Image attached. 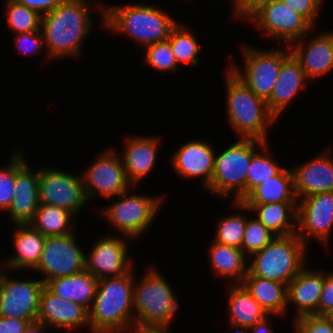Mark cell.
Instances as JSON below:
<instances>
[{"instance_id": "f5cc1de1", "label": "cell", "mask_w": 333, "mask_h": 333, "mask_svg": "<svg viewBox=\"0 0 333 333\" xmlns=\"http://www.w3.org/2000/svg\"><path fill=\"white\" fill-rule=\"evenodd\" d=\"M229 1H230L229 3L232 5V6H231L232 8H230V9L233 10V6H234V1H235V0H229Z\"/></svg>"}, {"instance_id": "b9f144b4", "label": "cell", "mask_w": 333, "mask_h": 333, "mask_svg": "<svg viewBox=\"0 0 333 333\" xmlns=\"http://www.w3.org/2000/svg\"><path fill=\"white\" fill-rule=\"evenodd\" d=\"M293 333H333V324L320 315H306L292 321Z\"/></svg>"}, {"instance_id": "7a4b0ae2", "label": "cell", "mask_w": 333, "mask_h": 333, "mask_svg": "<svg viewBox=\"0 0 333 333\" xmlns=\"http://www.w3.org/2000/svg\"><path fill=\"white\" fill-rule=\"evenodd\" d=\"M146 0L129 3H104V31L124 36L139 49L169 38L179 22L172 14Z\"/></svg>"}, {"instance_id": "f6af8a7d", "label": "cell", "mask_w": 333, "mask_h": 333, "mask_svg": "<svg viewBox=\"0 0 333 333\" xmlns=\"http://www.w3.org/2000/svg\"><path fill=\"white\" fill-rule=\"evenodd\" d=\"M17 3L39 12L41 15L53 11L64 0H15Z\"/></svg>"}, {"instance_id": "8fae6325", "label": "cell", "mask_w": 333, "mask_h": 333, "mask_svg": "<svg viewBox=\"0 0 333 333\" xmlns=\"http://www.w3.org/2000/svg\"><path fill=\"white\" fill-rule=\"evenodd\" d=\"M81 176L89 204L102 197L109 202V199L133 186L126 176L121 156L113 146L103 149L90 165L83 169Z\"/></svg>"}, {"instance_id": "1f68e13d", "label": "cell", "mask_w": 333, "mask_h": 333, "mask_svg": "<svg viewBox=\"0 0 333 333\" xmlns=\"http://www.w3.org/2000/svg\"><path fill=\"white\" fill-rule=\"evenodd\" d=\"M78 219L66 209L39 204L33 220L29 223L46 237L64 236L78 229Z\"/></svg>"}, {"instance_id": "7bdbcfd3", "label": "cell", "mask_w": 333, "mask_h": 333, "mask_svg": "<svg viewBox=\"0 0 333 333\" xmlns=\"http://www.w3.org/2000/svg\"><path fill=\"white\" fill-rule=\"evenodd\" d=\"M269 0H235L230 16L233 20L246 21Z\"/></svg>"}, {"instance_id": "484cf974", "label": "cell", "mask_w": 333, "mask_h": 333, "mask_svg": "<svg viewBox=\"0 0 333 333\" xmlns=\"http://www.w3.org/2000/svg\"><path fill=\"white\" fill-rule=\"evenodd\" d=\"M212 276L227 281L228 284H241L248 273V257L242 249L212 241L206 252Z\"/></svg>"}, {"instance_id": "5b68a950", "label": "cell", "mask_w": 333, "mask_h": 333, "mask_svg": "<svg viewBox=\"0 0 333 333\" xmlns=\"http://www.w3.org/2000/svg\"><path fill=\"white\" fill-rule=\"evenodd\" d=\"M223 75L225 118L236 139L270 142L269 131L277 119L268 111L266 101L256 96L228 67Z\"/></svg>"}, {"instance_id": "83f0119b", "label": "cell", "mask_w": 333, "mask_h": 333, "mask_svg": "<svg viewBox=\"0 0 333 333\" xmlns=\"http://www.w3.org/2000/svg\"><path fill=\"white\" fill-rule=\"evenodd\" d=\"M98 281L85 269L71 276L50 280L45 286L58 297L75 302L89 311L95 298Z\"/></svg>"}, {"instance_id": "4316f807", "label": "cell", "mask_w": 333, "mask_h": 333, "mask_svg": "<svg viewBox=\"0 0 333 333\" xmlns=\"http://www.w3.org/2000/svg\"><path fill=\"white\" fill-rule=\"evenodd\" d=\"M241 284L269 315L287 317V284L253 276L249 271Z\"/></svg>"}, {"instance_id": "2e32d148", "label": "cell", "mask_w": 333, "mask_h": 333, "mask_svg": "<svg viewBox=\"0 0 333 333\" xmlns=\"http://www.w3.org/2000/svg\"><path fill=\"white\" fill-rule=\"evenodd\" d=\"M12 274V270L0 268V317L37 322L44 282L38 278L22 280Z\"/></svg>"}, {"instance_id": "30bf717a", "label": "cell", "mask_w": 333, "mask_h": 333, "mask_svg": "<svg viewBox=\"0 0 333 333\" xmlns=\"http://www.w3.org/2000/svg\"><path fill=\"white\" fill-rule=\"evenodd\" d=\"M63 169L47 163L38 166L39 203L66 209L78 219L89 205L81 172L76 174Z\"/></svg>"}, {"instance_id": "d4e9b609", "label": "cell", "mask_w": 333, "mask_h": 333, "mask_svg": "<svg viewBox=\"0 0 333 333\" xmlns=\"http://www.w3.org/2000/svg\"><path fill=\"white\" fill-rule=\"evenodd\" d=\"M11 234L13 251L9 256L0 257V268L13 272L33 271L42 255L46 236L30 224H14Z\"/></svg>"}, {"instance_id": "ee69618b", "label": "cell", "mask_w": 333, "mask_h": 333, "mask_svg": "<svg viewBox=\"0 0 333 333\" xmlns=\"http://www.w3.org/2000/svg\"><path fill=\"white\" fill-rule=\"evenodd\" d=\"M333 308V269H324V286L321 292L317 315L324 316Z\"/></svg>"}, {"instance_id": "836d02e7", "label": "cell", "mask_w": 333, "mask_h": 333, "mask_svg": "<svg viewBox=\"0 0 333 333\" xmlns=\"http://www.w3.org/2000/svg\"><path fill=\"white\" fill-rule=\"evenodd\" d=\"M193 29L189 24L179 21L172 28L168 38L177 64L182 68L184 65L197 68V65L201 64V46Z\"/></svg>"}, {"instance_id": "f546056e", "label": "cell", "mask_w": 333, "mask_h": 333, "mask_svg": "<svg viewBox=\"0 0 333 333\" xmlns=\"http://www.w3.org/2000/svg\"><path fill=\"white\" fill-rule=\"evenodd\" d=\"M297 204L298 202H275L244 205L277 236H287L296 234Z\"/></svg>"}, {"instance_id": "d6986e66", "label": "cell", "mask_w": 333, "mask_h": 333, "mask_svg": "<svg viewBox=\"0 0 333 333\" xmlns=\"http://www.w3.org/2000/svg\"><path fill=\"white\" fill-rule=\"evenodd\" d=\"M162 139L155 134H125L121 150L114 147L121 156L126 176L133 186L140 187L152 174L157 165Z\"/></svg>"}, {"instance_id": "52a82bcc", "label": "cell", "mask_w": 333, "mask_h": 333, "mask_svg": "<svg viewBox=\"0 0 333 333\" xmlns=\"http://www.w3.org/2000/svg\"><path fill=\"white\" fill-rule=\"evenodd\" d=\"M257 139L237 138L216 151L209 194L221 201H241L246 196L247 170L253 153L263 144Z\"/></svg>"}, {"instance_id": "8992f818", "label": "cell", "mask_w": 333, "mask_h": 333, "mask_svg": "<svg viewBox=\"0 0 333 333\" xmlns=\"http://www.w3.org/2000/svg\"><path fill=\"white\" fill-rule=\"evenodd\" d=\"M137 189L138 186H132L109 199L111 203L99 209L100 216H103L100 218L107 221L109 229L112 228L115 235H123L132 240H139L150 231L167 199L163 194H139L136 193Z\"/></svg>"}, {"instance_id": "ab89813d", "label": "cell", "mask_w": 333, "mask_h": 333, "mask_svg": "<svg viewBox=\"0 0 333 333\" xmlns=\"http://www.w3.org/2000/svg\"><path fill=\"white\" fill-rule=\"evenodd\" d=\"M5 165L0 166V214L10 207L15 186V149Z\"/></svg>"}, {"instance_id": "5bb4252c", "label": "cell", "mask_w": 333, "mask_h": 333, "mask_svg": "<svg viewBox=\"0 0 333 333\" xmlns=\"http://www.w3.org/2000/svg\"><path fill=\"white\" fill-rule=\"evenodd\" d=\"M110 233L100 235L85 254V269L98 280L123 276L136 265L129 255L132 239Z\"/></svg>"}, {"instance_id": "816d5d0a", "label": "cell", "mask_w": 333, "mask_h": 333, "mask_svg": "<svg viewBox=\"0 0 333 333\" xmlns=\"http://www.w3.org/2000/svg\"><path fill=\"white\" fill-rule=\"evenodd\" d=\"M333 324V308L324 315Z\"/></svg>"}, {"instance_id": "74e56055", "label": "cell", "mask_w": 333, "mask_h": 333, "mask_svg": "<svg viewBox=\"0 0 333 333\" xmlns=\"http://www.w3.org/2000/svg\"><path fill=\"white\" fill-rule=\"evenodd\" d=\"M250 216L251 211L247 207V220L241 249L248 258L254 253L261 251L277 236L255 216Z\"/></svg>"}, {"instance_id": "6da1fadb", "label": "cell", "mask_w": 333, "mask_h": 333, "mask_svg": "<svg viewBox=\"0 0 333 333\" xmlns=\"http://www.w3.org/2000/svg\"><path fill=\"white\" fill-rule=\"evenodd\" d=\"M93 1L64 0L53 11L42 15L40 29L48 57L53 63L69 58L75 61L82 59L84 44H87L95 26L100 22L98 27L104 29V3ZM94 11L100 14L97 24Z\"/></svg>"}, {"instance_id": "7402d4cb", "label": "cell", "mask_w": 333, "mask_h": 333, "mask_svg": "<svg viewBox=\"0 0 333 333\" xmlns=\"http://www.w3.org/2000/svg\"><path fill=\"white\" fill-rule=\"evenodd\" d=\"M329 145L312 158L291 166L298 200L316 193L333 192V145Z\"/></svg>"}, {"instance_id": "cb8c5ba5", "label": "cell", "mask_w": 333, "mask_h": 333, "mask_svg": "<svg viewBox=\"0 0 333 333\" xmlns=\"http://www.w3.org/2000/svg\"><path fill=\"white\" fill-rule=\"evenodd\" d=\"M311 81L299 61L290 53L283 61L270 97L266 100L268 111L277 119L282 118L288 107ZM301 91V92H300Z\"/></svg>"}, {"instance_id": "7dc6e473", "label": "cell", "mask_w": 333, "mask_h": 333, "mask_svg": "<svg viewBox=\"0 0 333 333\" xmlns=\"http://www.w3.org/2000/svg\"><path fill=\"white\" fill-rule=\"evenodd\" d=\"M278 318L279 316L276 315H269L264 320L257 322L254 326L248 329L249 333H275V330L273 329L271 322L272 318Z\"/></svg>"}, {"instance_id": "44dd1931", "label": "cell", "mask_w": 333, "mask_h": 333, "mask_svg": "<svg viewBox=\"0 0 333 333\" xmlns=\"http://www.w3.org/2000/svg\"><path fill=\"white\" fill-rule=\"evenodd\" d=\"M37 322L53 332L64 330L66 333H73L86 327L90 333L89 311L75 302L58 297L46 286L40 294Z\"/></svg>"}, {"instance_id": "3957f363", "label": "cell", "mask_w": 333, "mask_h": 333, "mask_svg": "<svg viewBox=\"0 0 333 333\" xmlns=\"http://www.w3.org/2000/svg\"><path fill=\"white\" fill-rule=\"evenodd\" d=\"M146 267L140 278L135 274L132 298L135 328L171 329L180 309L178 294L157 265Z\"/></svg>"}, {"instance_id": "f1b7e54d", "label": "cell", "mask_w": 333, "mask_h": 333, "mask_svg": "<svg viewBox=\"0 0 333 333\" xmlns=\"http://www.w3.org/2000/svg\"><path fill=\"white\" fill-rule=\"evenodd\" d=\"M227 285V324L249 329L269 316L242 284Z\"/></svg>"}, {"instance_id": "ba28073f", "label": "cell", "mask_w": 333, "mask_h": 333, "mask_svg": "<svg viewBox=\"0 0 333 333\" xmlns=\"http://www.w3.org/2000/svg\"><path fill=\"white\" fill-rule=\"evenodd\" d=\"M309 248L296 235L276 236L248 259L253 276L288 284L309 262Z\"/></svg>"}, {"instance_id": "f35d334b", "label": "cell", "mask_w": 333, "mask_h": 333, "mask_svg": "<svg viewBox=\"0 0 333 333\" xmlns=\"http://www.w3.org/2000/svg\"><path fill=\"white\" fill-rule=\"evenodd\" d=\"M12 39V42L15 45V50H17L20 55H23V57L25 55L28 57L32 55H43V61L45 63H52L45 48V42L41 29L33 32L14 34L12 35Z\"/></svg>"}, {"instance_id": "bcb514c9", "label": "cell", "mask_w": 333, "mask_h": 333, "mask_svg": "<svg viewBox=\"0 0 333 333\" xmlns=\"http://www.w3.org/2000/svg\"><path fill=\"white\" fill-rule=\"evenodd\" d=\"M29 324L23 319L0 317V333H24Z\"/></svg>"}, {"instance_id": "9a60e30c", "label": "cell", "mask_w": 333, "mask_h": 333, "mask_svg": "<svg viewBox=\"0 0 333 333\" xmlns=\"http://www.w3.org/2000/svg\"><path fill=\"white\" fill-rule=\"evenodd\" d=\"M332 231L333 192L316 193L298 200L296 235L309 249L311 242L318 241L329 250Z\"/></svg>"}, {"instance_id": "7c38bea8", "label": "cell", "mask_w": 333, "mask_h": 333, "mask_svg": "<svg viewBox=\"0 0 333 333\" xmlns=\"http://www.w3.org/2000/svg\"><path fill=\"white\" fill-rule=\"evenodd\" d=\"M255 31L278 45L290 46L303 38L313 26L281 0H269L247 21Z\"/></svg>"}, {"instance_id": "60d3db41", "label": "cell", "mask_w": 333, "mask_h": 333, "mask_svg": "<svg viewBox=\"0 0 333 333\" xmlns=\"http://www.w3.org/2000/svg\"><path fill=\"white\" fill-rule=\"evenodd\" d=\"M289 8L304 17L314 28L319 25L326 0H281Z\"/></svg>"}, {"instance_id": "e575fe53", "label": "cell", "mask_w": 333, "mask_h": 333, "mask_svg": "<svg viewBox=\"0 0 333 333\" xmlns=\"http://www.w3.org/2000/svg\"><path fill=\"white\" fill-rule=\"evenodd\" d=\"M270 142H264L252 155L247 170L246 195L257 185L279 174L285 167L275 158ZM271 148V149H270Z\"/></svg>"}, {"instance_id": "d6a6232c", "label": "cell", "mask_w": 333, "mask_h": 333, "mask_svg": "<svg viewBox=\"0 0 333 333\" xmlns=\"http://www.w3.org/2000/svg\"><path fill=\"white\" fill-rule=\"evenodd\" d=\"M234 213H225L216 219L213 241L241 249L247 220V206L241 201H231ZM240 210V211H239Z\"/></svg>"}, {"instance_id": "ffe728a7", "label": "cell", "mask_w": 333, "mask_h": 333, "mask_svg": "<svg viewBox=\"0 0 333 333\" xmlns=\"http://www.w3.org/2000/svg\"><path fill=\"white\" fill-rule=\"evenodd\" d=\"M289 48L311 82L333 72L332 29H326V31L324 29V31L319 32L317 27H313L303 38L292 43Z\"/></svg>"}, {"instance_id": "d590c367", "label": "cell", "mask_w": 333, "mask_h": 333, "mask_svg": "<svg viewBox=\"0 0 333 333\" xmlns=\"http://www.w3.org/2000/svg\"><path fill=\"white\" fill-rule=\"evenodd\" d=\"M6 26L12 31V35L17 33L38 31L41 28L42 15L15 0H3Z\"/></svg>"}, {"instance_id": "f907efd6", "label": "cell", "mask_w": 333, "mask_h": 333, "mask_svg": "<svg viewBox=\"0 0 333 333\" xmlns=\"http://www.w3.org/2000/svg\"><path fill=\"white\" fill-rule=\"evenodd\" d=\"M230 327V331L232 330L233 333H249L248 329L246 327L235 325V324H229L228 328Z\"/></svg>"}, {"instance_id": "681fc988", "label": "cell", "mask_w": 333, "mask_h": 333, "mask_svg": "<svg viewBox=\"0 0 333 333\" xmlns=\"http://www.w3.org/2000/svg\"><path fill=\"white\" fill-rule=\"evenodd\" d=\"M130 333H173L172 329L162 328H133Z\"/></svg>"}, {"instance_id": "9c48e42d", "label": "cell", "mask_w": 333, "mask_h": 333, "mask_svg": "<svg viewBox=\"0 0 333 333\" xmlns=\"http://www.w3.org/2000/svg\"><path fill=\"white\" fill-rule=\"evenodd\" d=\"M239 46L243 68L234 59L227 67L256 96L266 101L272 93L282 61L291 53L290 48L272 45L264 49L245 42H240Z\"/></svg>"}, {"instance_id": "603a6c76", "label": "cell", "mask_w": 333, "mask_h": 333, "mask_svg": "<svg viewBox=\"0 0 333 333\" xmlns=\"http://www.w3.org/2000/svg\"><path fill=\"white\" fill-rule=\"evenodd\" d=\"M309 264L287 284V315L288 309L294 306L292 321L306 315H317L324 286V269L311 268Z\"/></svg>"}, {"instance_id": "4dcf8cb0", "label": "cell", "mask_w": 333, "mask_h": 333, "mask_svg": "<svg viewBox=\"0 0 333 333\" xmlns=\"http://www.w3.org/2000/svg\"><path fill=\"white\" fill-rule=\"evenodd\" d=\"M241 202L243 204L298 202L291 167H285L279 174L254 187Z\"/></svg>"}, {"instance_id": "c3c4849f", "label": "cell", "mask_w": 333, "mask_h": 333, "mask_svg": "<svg viewBox=\"0 0 333 333\" xmlns=\"http://www.w3.org/2000/svg\"><path fill=\"white\" fill-rule=\"evenodd\" d=\"M52 329H49L47 326L40 322L30 323L25 329L24 333H50Z\"/></svg>"}, {"instance_id": "8d00e7d4", "label": "cell", "mask_w": 333, "mask_h": 333, "mask_svg": "<svg viewBox=\"0 0 333 333\" xmlns=\"http://www.w3.org/2000/svg\"><path fill=\"white\" fill-rule=\"evenodd\" d=\"M143 65L156 72L174 74L180 70L172 52L169 40H164L145 47L143 50ZM174 72V73H173Z\"/></svg>"}, {"instance_id": "ac0fdd59", "label": "cell", "mask_w": 333, "mask_h": 333, "mask_svg": "<svg viewBox=\"0 0 333 333\" xmlns=\"http://www.w3.org/2000/svg\"><path fill=\"white\" fill-rule=\"evenodd\" d=\"M26 151L22 146L15 148L14 197L5 212L13 224H29L39 207L38 167H31Z\"/></svg>"}, {"instance_id": "e0dca14e", "label": "cell", "mask_w": 333, "mask_h": 333, "mask_svg": "<svg viewBox=\"0 0 333 333\" xmlns=\"http://www.w3.org/2000/svg\"><path fill=\"white\" fill-rule=\"evenodd\" d=\"M213 145L204 138L184 141L167 160L171 170L184 180H200V189L206 190L214 172L216 148Z\"/></svg>"}, {"instance_id": "4fadbf2b", "label": "cell", "mask_w": 333, "mask_h": 333, "mask_svg": "<svg viewBox=\"0 0 333 333\" xmlns=\"http://www.w3.org/2000/svg\"><path fill=\"white\" fill-rule=\"evenodd\" d=\"M76 231L64 236L46 237L41 259L33 270L41 275L44 284L85 270L87 249L80 246Z\"/></svg>"}, {"instance_id": "277c9868", "label": "cell", "mask_w": 333, "mask_h": 333, "mask_svg": "<svg viewBox=\"0 0 333 333\" xmlns=\"http://www.w3.org/2000/svg\"><path fill=\"white\" fill-rule=\"evenodd\" d=\"M136 270L98 281L89 309L90 333H130L135 328L132 298Z\"/></svg>"}]
</instances>
